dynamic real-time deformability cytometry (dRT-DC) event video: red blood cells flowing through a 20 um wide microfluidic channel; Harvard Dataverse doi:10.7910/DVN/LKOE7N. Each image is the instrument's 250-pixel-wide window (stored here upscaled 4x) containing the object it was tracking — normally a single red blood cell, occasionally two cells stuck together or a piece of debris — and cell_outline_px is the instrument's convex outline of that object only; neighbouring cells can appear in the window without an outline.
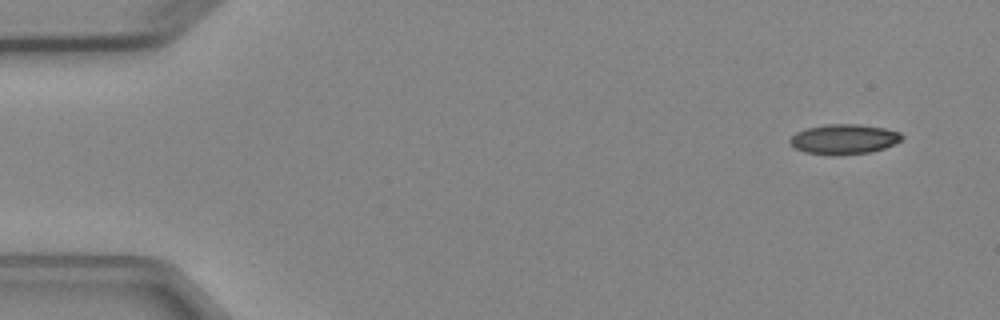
{"species": "Egyptian fruit bat (a non-hibernating species)", "species_latin": "Rousettus aegyptiacus", "temperature_condition": "cold", "stored_images_in_passage": 4, "camera_frame_rate_fps": 3000, "um_per_image_px": 0.085, "animal": {"sex": "female"}, "frame": {"image": 1, "passage_image": 1, "time_ms": 0.0, "image_size_px": [1000, 320], "cell_outline_px": [[904, 136], [900, 140], [884, 148], [872, 152], [832, 156], [828, 156], [804, 152], [788, 144], [788, 140], [796, 132], [804, 128], [828, 124], [860, 124], [884, 128], [900, 132]], "centroid_in_image_um": [71.68, 11.84], "position_along_channel_um": 13.3, "area_um2": 19.83}}
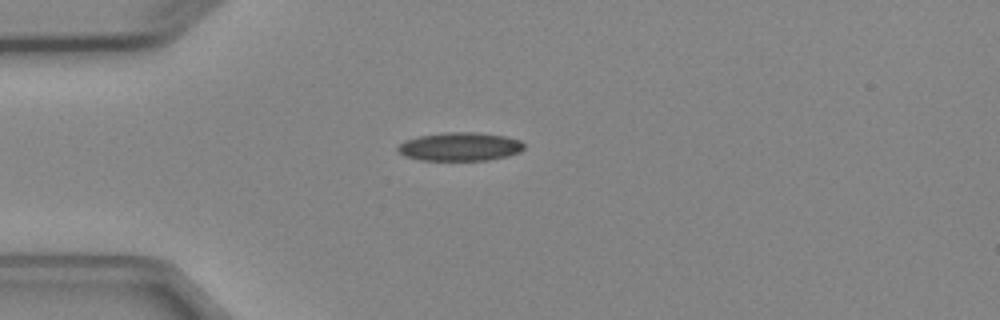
{"frame": {"image": 2, "passage_image": 4, "time_ms": 3.333, "image_size_px": [1000, 320], "cell_outline_px": [[524, 148], [520, 152], [508, 156], [488, 160], [420, 160], [404, 156], [396, 148], [400, 144], [408, 140], [420, 136], [448, 132], [476, 132], [504, 136], [520, 140], [524, 144]], "centroid_in_image_um": [39.13, 12.47], "position_along_channel_um": 45.9, "area_um2": 20.81}}